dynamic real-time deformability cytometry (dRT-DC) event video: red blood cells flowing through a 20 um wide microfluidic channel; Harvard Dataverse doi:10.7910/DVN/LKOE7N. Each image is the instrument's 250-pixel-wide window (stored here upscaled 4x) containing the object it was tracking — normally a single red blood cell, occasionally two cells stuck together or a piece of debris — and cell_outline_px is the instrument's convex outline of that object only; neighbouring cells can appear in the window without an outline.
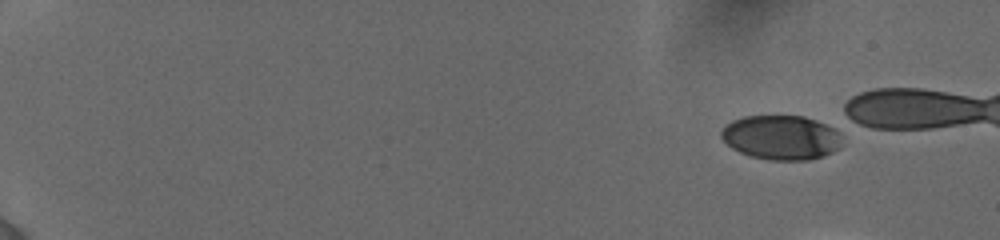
{"species": "human", "species_latin": "Homo sapiens", "temperature_condition": "cold", "stored_images_in_passage": 12, "camera_frame_rate_fps": 3000, "um_per_image_px": 0.085, "donor": {"sex": "female"}, "frame": {"image": 1, "passage_image": 1, "time_ms": 0.0, "image_size_px": [1000, 240], "cell_outline_px": [[840, 148], [824, 156], [808, 160], [768, 160], [752, 156], [740, 152], [732, 148], [720, 136], [720, 132], [724, 124], [732, 120], [744, 116], [804, 116], [840, 128]], "centroid_in_image_um": [66.43, 11.67], "position_along_channel_um": 18.6, "area_um2": 31.67}}